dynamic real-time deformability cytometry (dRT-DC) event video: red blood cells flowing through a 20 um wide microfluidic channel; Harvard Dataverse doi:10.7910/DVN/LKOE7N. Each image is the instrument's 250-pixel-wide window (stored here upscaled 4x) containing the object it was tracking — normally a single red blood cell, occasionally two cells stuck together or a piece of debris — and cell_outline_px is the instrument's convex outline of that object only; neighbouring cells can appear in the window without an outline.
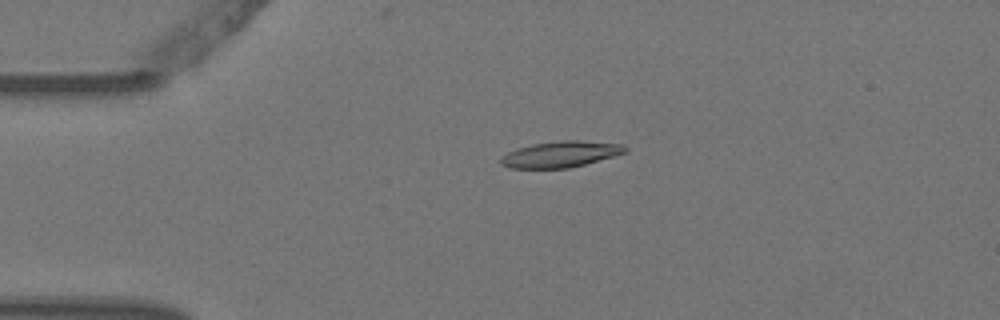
{"species": "Egyptian fruit bat (a non-hibernating species)", "species_latin": "Rousettus aegyptiacus", "temperature_condition": "warm", "stored_images_in_passage": 3, "camera_frame_rate_fps": 3000, "um_per_image_px": 0.085, "animal": {"sex": "female"}, "frame": {"image": 1, "passage_image": 2, "time_ms": 0.333, "image_size_px": [1000, 320], "cell_outline_px": [[628, 152], [584, 164], [568, 168], [508, 168], [500, 164], [500, 160], [508, 152], [516, 148], [532, 144], [560, 140], [580, 140], [624, 144], [628, 148]], "centroid_in_image_um": [47.67, 13.1], "position_along_channel_um": 37.3, "area_um2": 18.96}}